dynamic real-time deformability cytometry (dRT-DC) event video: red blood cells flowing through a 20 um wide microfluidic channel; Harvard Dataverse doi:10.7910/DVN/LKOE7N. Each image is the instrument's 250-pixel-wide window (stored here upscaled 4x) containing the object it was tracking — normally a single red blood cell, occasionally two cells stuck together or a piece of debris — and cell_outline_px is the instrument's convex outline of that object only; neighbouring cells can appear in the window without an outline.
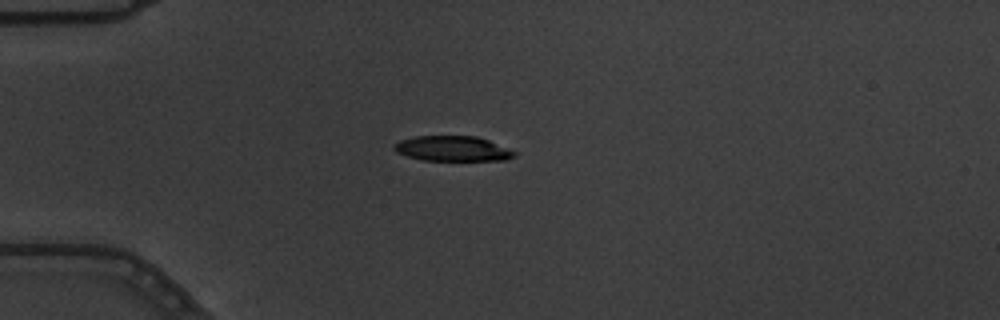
{"species": "common noctule bat (a hibernating species)", "species_latin": "Nyctalus noctula", "temperature_condition": "warm", "stored_images_in_passage": 4, "camera_frame_rate_fps": 3000, "um_per_image_px": 0.085, "animal": {"sex": "male", "body_mass_g": 19.5, "forearm_length_mm": 54.6}, "frame": {"image": 1, "passage_image": 4, "time_ms": 1.0, "image_size_px": [1000, 320], "cell_outline_px": [[516, 156], [508, 160], [424, 160], [408, 156], [396, 152], [392, 148], [392, 144], [400, 140], [416, 136], [476, 136], [488, 140], [516, 152]], "centroid_in_image_um": [38.45, 12.63], "position_along_channel_um": 46.6, "area_um2": 17.57}}